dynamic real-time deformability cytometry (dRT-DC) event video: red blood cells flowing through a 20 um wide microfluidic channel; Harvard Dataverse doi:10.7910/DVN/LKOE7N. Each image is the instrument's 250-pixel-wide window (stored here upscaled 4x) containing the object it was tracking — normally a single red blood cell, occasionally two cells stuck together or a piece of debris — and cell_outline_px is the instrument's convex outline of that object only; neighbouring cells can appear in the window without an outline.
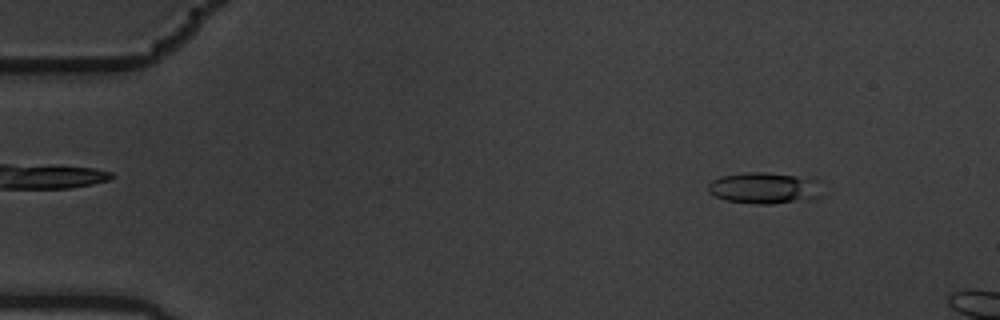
{"species": "common noctule bat (a hibernating species)", "species_latin": "Nyctalus noctula", "temperature_condition": "warm", "stored_images_in_passage": 3, "camera_frame_rate_fps": 3000, "um_per_image_px": 0.085, "animal": {"sex": "male", "body_mass_g": 19.5, "forearm_length_mm": 54.6}, "frame": {"image": 1, "passage_image": 2, "time_ms": 0.333, "image_size_px": [1000, 320], "cell_outline_px": [[820, 196], [772, 204], [756, 204], [724, 200], [708, 192], [708, 184], [712, 180], [720, 176], [744, 172], [768, 172], [796, 176], [820, 180]], "centroid_in_image_um": [64.91, 15.96], "position_along_channel_um": 20.1, "area_um2": 20.69}}